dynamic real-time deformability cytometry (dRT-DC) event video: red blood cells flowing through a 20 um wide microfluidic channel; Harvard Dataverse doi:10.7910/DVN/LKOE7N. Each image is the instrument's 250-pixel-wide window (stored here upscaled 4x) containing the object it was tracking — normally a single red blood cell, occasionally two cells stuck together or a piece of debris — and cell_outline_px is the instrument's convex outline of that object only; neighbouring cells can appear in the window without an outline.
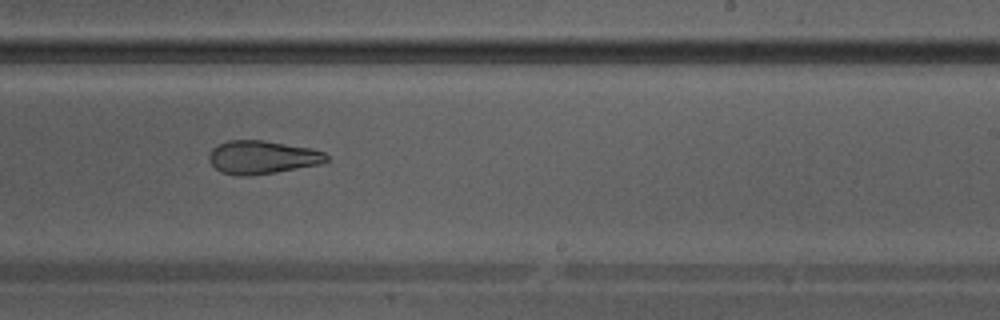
{"species": "Egyptian fruit bat (a non-hibernating species)", "species_latin": "Rousettus aegyptiacus", "temperature_condition": "warm", "stored_images_in_passage": 28, "camera_frame_rate_fps": 3000, "um_per_image_px": 0.085, "animal": {"sex": "male"}, "frame": {"image": 1, "passage_image": 13, "time_ms": 4.0, "image_size_px": [1000, 320], "cell_outline_px": [[328, 160], [320, 164], [276, 172], [248, 176], [236, 176], [220, 172], [208, 160], [208, 156], [212, 148], [216, 144], [228, 140], [264, 140], [312, 148], [324, 152], [328, 156]], "centroid_in_image_um": [22.26, 13.36], "position_along_channel_um": 266.7, "area_um2": 23.0}}